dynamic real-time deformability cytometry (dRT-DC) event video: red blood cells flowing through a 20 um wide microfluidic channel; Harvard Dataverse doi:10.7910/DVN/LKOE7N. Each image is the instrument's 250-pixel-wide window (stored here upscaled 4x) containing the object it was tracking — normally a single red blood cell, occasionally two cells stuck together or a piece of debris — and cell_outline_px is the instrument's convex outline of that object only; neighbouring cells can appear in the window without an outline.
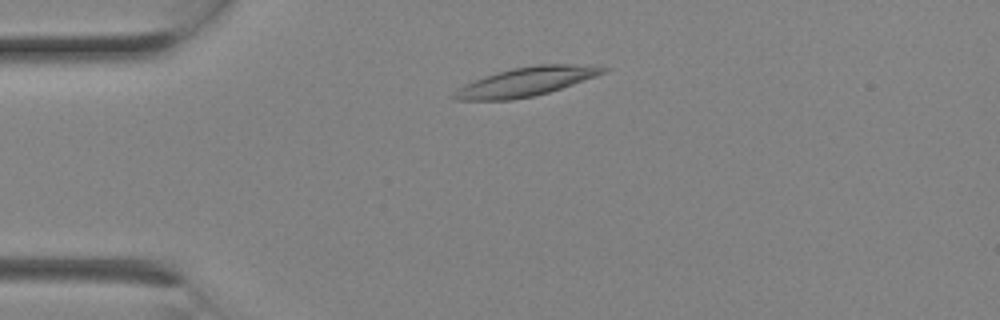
{"species": "Egyptian fruit bat (a non-hibernating species)", "species_latin": "Rousettus aegyptiacus", "temperature_condition": "room temperature", "stored_images_in_passage": 1, "camera_frame_rate_fps": 3000, "um_per_image_px": 0.085, "animal": {"sex": "female"}, "frame": {"image": 1, "passage_image": 1, "time_ms": 0.0, "image_size_px": [1000, 320], "cell_outline_px": [[608, 68], [604, 72], [596, 76], [548, 92], [532, 96], [512, 100], [456, 100], [448, 96], [464, 84], [484, 76], [496, 72], [512, 68], [540, 64], [572, 64]], "centroid_in_image_um": [44.61, 6.95], "position_along_channel_um": 40.4, "area_um2": 24.8}}